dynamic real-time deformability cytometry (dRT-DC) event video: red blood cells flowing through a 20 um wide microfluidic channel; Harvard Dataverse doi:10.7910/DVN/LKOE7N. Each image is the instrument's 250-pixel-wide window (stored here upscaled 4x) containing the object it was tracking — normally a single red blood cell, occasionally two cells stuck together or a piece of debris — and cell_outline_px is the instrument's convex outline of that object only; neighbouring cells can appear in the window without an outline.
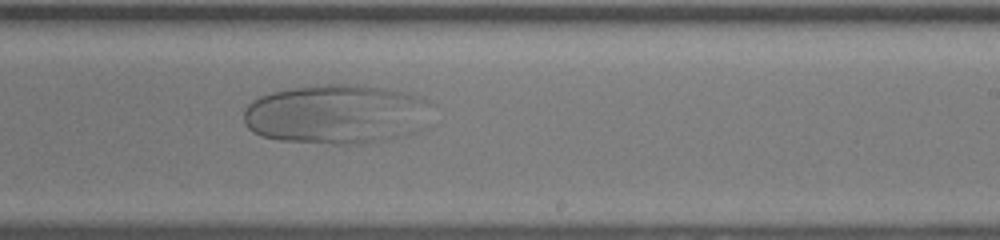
{"species": "human", "species_latin": "Homo sapiens", "temperature_condition": "room temperature", "stored_images_in_passage": 29, "camera_frame_rate_fps": 3000, "um_per_image_px": 0.085, "donor": {"sex": "female"}, "frame": {"image": 1, "passage_image": 17, "time_ms": 5.333, "image_size_px": [1000, 240], "cell_outline_px": [[428, 100], [420, 128], [416, 132], [404, 136], [384, 140], [360, 144], [332, 144], [280, 140], [260, 136], [252, 132], [244, 124], [244, 108], [252, 100], [260, 96], [272, 92], [292, 88], [324, 84], [356, 84], [384, 88], [408, 92]], "centroid_in_image_um": [28.52, 9.71], "position_along_channel_um": 260.5, "area_um2": 65.08}}